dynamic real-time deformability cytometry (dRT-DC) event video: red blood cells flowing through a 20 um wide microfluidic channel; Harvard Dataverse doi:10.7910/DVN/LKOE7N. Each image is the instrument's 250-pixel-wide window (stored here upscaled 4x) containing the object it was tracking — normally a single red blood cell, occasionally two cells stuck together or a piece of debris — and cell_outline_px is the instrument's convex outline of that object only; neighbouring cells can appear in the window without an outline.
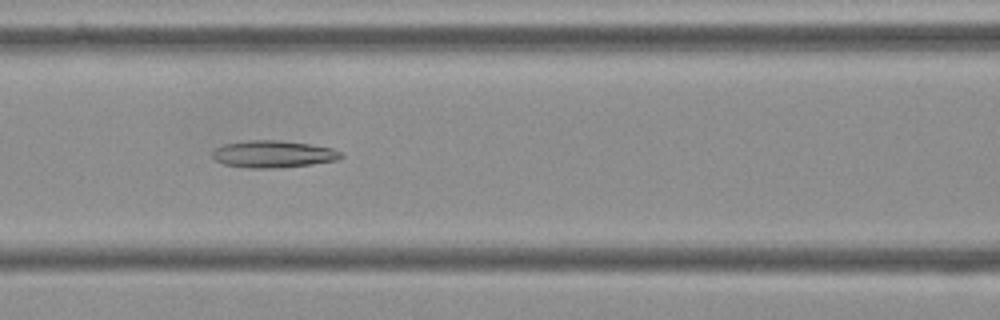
{"species": "Egyptian fruit bat (a non-hibernating species)", "species_latin": "Rousettus aegyptiacus", "temperature_condition": "cold", "stored_images_in_passage": 10, "camera_frame_rate_fps": 3000, "um_per_image_px": 0.085, "frame": {"image": 1, "passage_image": 7, "time_ms": 2.0, "image_size_px": [1000, 320], "cell_outline_px": [[344, 156], [340, 160], [312, 164], [272, 168], [248, 168], [224, 164], [216, 160], [212, 156], [212, 152], [216, 148], [224, 144], [244, 140], [276, 140], [308, 144], [332, 148], [340, 152]], "centroid_in_image_um": [23.22, 13.1], "position_along_channel_um": 143.4, "area_um2": 20.23}}
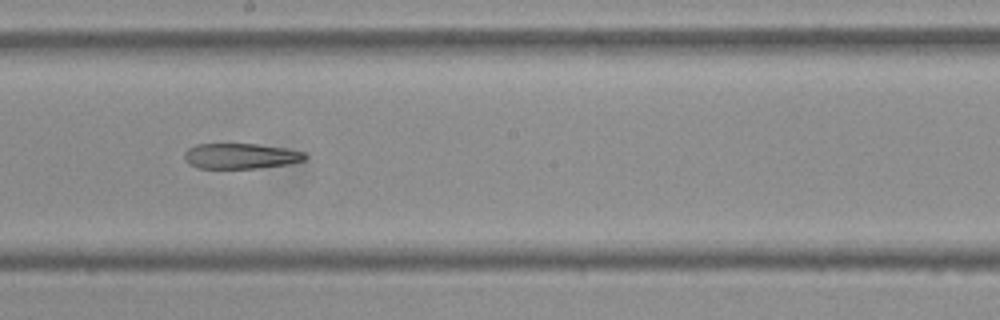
{"frame": {"image": 2, "passage_image": 9, "time_ms": 2.667, "image_size_px": [1000, 320], "cell_outline_px": [[308, 156], [304, 160], [288, 164], [256, 168], [196, 168], [188, 164], [184, 160], [184, 152], [188, 148], [196, 144], [256, 144], [284, 148], [304, 152]], "centroid_in_image_um": [20.41, 13.26], "position_along_channel_um": 227.8, "area_um2": 17.92}}
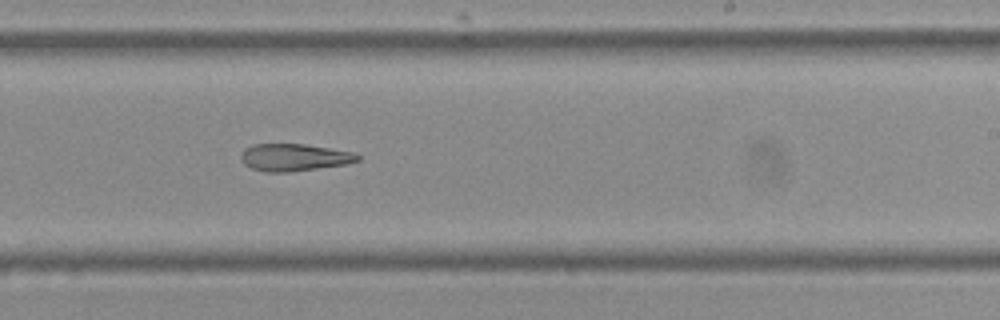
{"frame": {"image": 3, "passage_image": 10, "time_ms": 3.0, "image_size_px": [1000, 320], "cell_outline_px": [[360, 160], [344, 164], [288, 172], [264, 172], [252, 168], [244, 164], [240, 160], [240, 156], [244, 148], [252, 144], [304, 144], [356, 152], [360, 156]], "centroid_in_image_um": [24.98, 13.37], "position_along_channel_um": 264.0, "area_um2": 18.55}}